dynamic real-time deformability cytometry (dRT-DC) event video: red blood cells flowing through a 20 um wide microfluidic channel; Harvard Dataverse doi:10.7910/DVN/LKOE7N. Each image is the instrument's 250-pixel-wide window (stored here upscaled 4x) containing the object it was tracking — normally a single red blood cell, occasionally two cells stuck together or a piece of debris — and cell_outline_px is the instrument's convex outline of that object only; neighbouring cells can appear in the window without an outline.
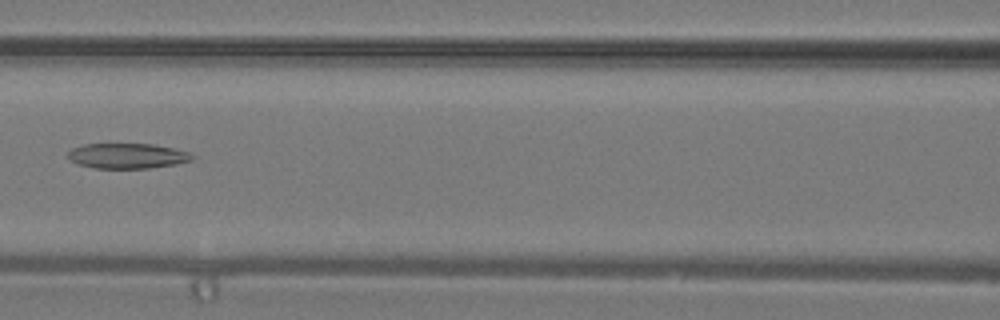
{"species": "common noctule bat (a hibernating species)", "species_latin": "Nyctalus noctula", "temperature_condition": "warm", "stored_images_in_passage": 24, "camera_frame_rate_fps": 3000, "um_per_image_px": 0.085, "animal": {"sex": "male", "body_mass_g": 19.2, "forearm_length_mm": 51.8}, "frame": {"image": 1, "passage_image": 6, "time_ms": 1.667, "image_size_px": [1000, 320], "cell_outline_px": [[196, 156], [192, 160], [176, 164], [148, 168], [96, 168], [80, 164], [72, 160], [68, 156], [68, 152], [72, 148], [84, 144], [152, 144], [172, 148], [188, 152]], "centroid_in_image_um": [10.85, 13.24], "position_along_channel_um": 155.7, "area_um2": 18.03}}
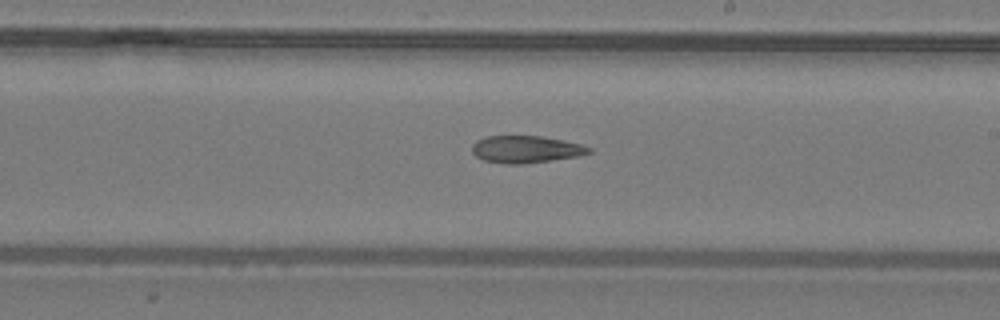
{"frame": {"image": 2, "passage_image": 11, "time_ms": 3.333, "image_size_px": [1000, 320], "cell_outline_px": [[592, 152], [580, 156], [524, 164], [508, 164], [484, 160], [476, 156], [472, 152], [472, 144], [476, 140], [484, 136], [540, 136], [580, 144], [592, 148]], "centroid_in_image_um": [44.68, 12.69], "position_along_channel_um": 244.3, "area_um2": 18.5}}
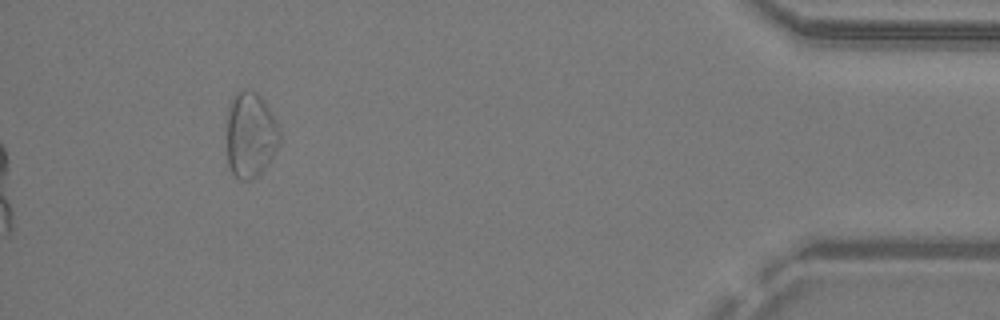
{"frame": {"image": 3, "passage_image": 24, "time_ms": 7.667, "image_size_px": [1000, 320], "cell_outline_px": [[280, 144], [276, 152], [268, 164], [256, 176], [248, 180], [240, 180], [232, 172], [228, 164], [228, 108], [232, 96], [236, 92], [244, 88], [252, 88], [264, 100], [280, 128]], "centroid_in_image_um": [21.31, 11.42], "position_along_channel_um": 413.9, "area_um2": 26.59}}